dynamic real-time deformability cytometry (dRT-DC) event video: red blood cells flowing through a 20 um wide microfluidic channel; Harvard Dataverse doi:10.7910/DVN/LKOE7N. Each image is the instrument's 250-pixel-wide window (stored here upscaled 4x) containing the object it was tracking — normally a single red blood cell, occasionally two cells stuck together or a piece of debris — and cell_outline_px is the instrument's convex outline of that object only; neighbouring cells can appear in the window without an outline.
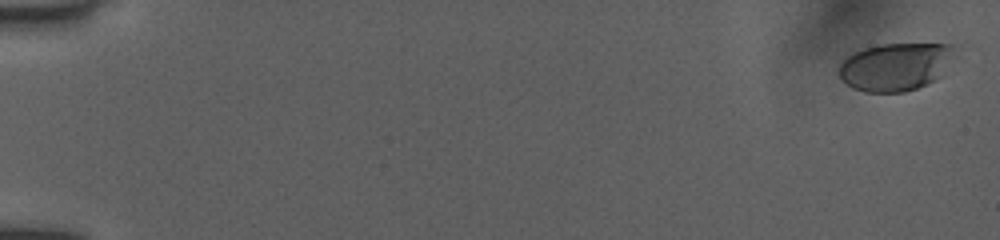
{"species": "human", "species_latin": "Homo sapiens", "temperature_condition": "room temperature", "stored_images_in_passage": 54, "camera_frame_rate_fps": 3000, "um_per_image_px": 0.085, "donor": {"sex": "female"}, "frame": {"image": 1, "passage_image": 2, "time_ms": 0.333, "image_size_px": [1000, 240], "cell_outline_px": [[956, 56], [944, 76], [928, 84], [904, 92], [864, 92], [852, 88], [840, 76], [840, 64], [848, 56], [864, 48], [880, 44], [952, 44]], "centroid_in_image_um": [76.21, 5.67], "position_along_channel_um": 8.8, "area_um2": 32.6}}
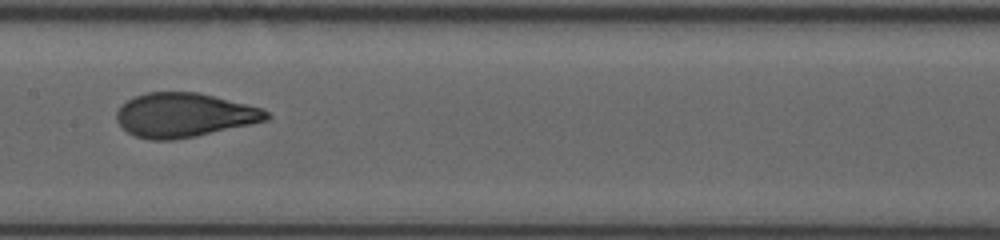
{"frame": {"image": 2, "passage_image": 30, "time_ms": 9.667, "image_size_px": [1000, 240], "cell_outline_px": [[272, 116], [268, 120], [252, 124], [196, 136], [172, 140], [148, 140], [136, 136], [128, 132], [116, 120], [116, 112], [120, 104], [136, 96], [148, 92], [196, 92], [260, 108], [268, 112]], "centroid_in_image_um": [15.63, 9.79], "position_along_channel_um": 191.8, "area_um2": 38.32}}
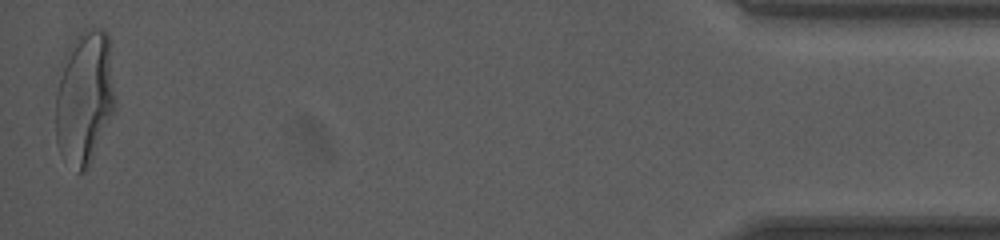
{"frame": {"image": 3, "passage_image": 54, "time_ms": 17.667, "image_size_px": [1000, 240], "cell_outline_px": [[116, 108], [84, 172], [76, 172], [60, 152], [56, 144], [56, 92], [64, 52], [72, 40], [84, 28], [104, 28], [108, 32], [116, 100]], "centroid_in_image_um": [7.19, 8.21], "position_along_channel_um": 428.0, "area_um2": 46.82}, "authors_computed_cell_mechanics": {"area_um2": 37.9168, "velocity_mm_per_s": 3.9568, "shape_relaxation_time_tau1_ms": 3.9712, "shape_relaxation_time_tau2_ms": null, "deformation_change_tau1": 0.2021, "deformation_change_tau2": null}}